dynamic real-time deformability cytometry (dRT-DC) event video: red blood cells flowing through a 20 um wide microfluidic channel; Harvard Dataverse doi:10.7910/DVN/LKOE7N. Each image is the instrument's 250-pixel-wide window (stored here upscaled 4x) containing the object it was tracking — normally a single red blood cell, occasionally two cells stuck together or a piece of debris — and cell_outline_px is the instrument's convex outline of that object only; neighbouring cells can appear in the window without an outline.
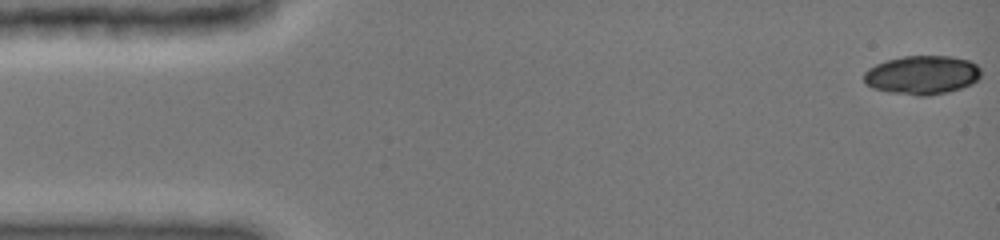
{"species": "common noctule bat (a hibernating species)", "species_latin": "Nyctalus noctula", "temperature_condition": "cold", "stored_images_in_passage": 48, "camera_frame_rate_fps": 3000, "um_per_image_px": 0.085, "animal": {"sex": "female", "body_mass_g": 19.0, "forearm_length_mm": 51.5}, "frame": {"image": 1, "passage_image": 1, "time_ms": 0.0, "image_size_px": [1000, 240], "cell_outline_px": [[980, 76], [972, 84], [948, 92], [928, 96], [916, 96], [888, 92], [872, 88], [864, 84], [864, 72], [868, 68], [876, 64], [888, 60], [904, 56], [952, 56], [968, 60], [976, 64], [980, 68]], "centroid_in_image_um": [78.36, 6.38], "position_along_channel_um": 6.6, "area_um2": 26.65}}
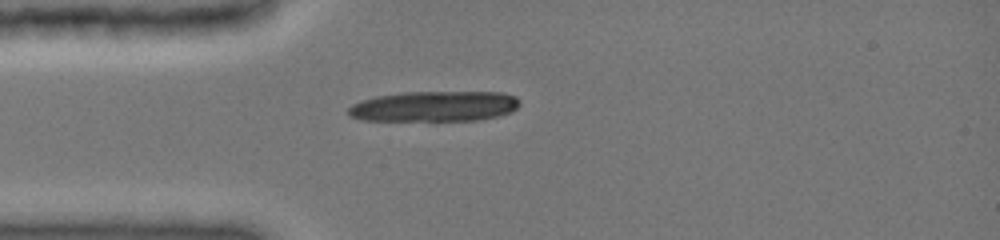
{"frame": {"image": 2, "passage_image": 13, "time_ms": 4.0, "image_size_px": [1000, 240], "cell_outline_px": [[520, 104], [512, 112], [496, 116], [476, 120], [360, 120], [348, 116], [348, 108], [352, 104], [360, 100], [376, 96], [404, 92], [504, 92], [516, 96], [520, 100]], "centroid_in_image_um": [36.92, 9.03], "position_along_channel_um": 48.1, "area_um2": 30.52}}